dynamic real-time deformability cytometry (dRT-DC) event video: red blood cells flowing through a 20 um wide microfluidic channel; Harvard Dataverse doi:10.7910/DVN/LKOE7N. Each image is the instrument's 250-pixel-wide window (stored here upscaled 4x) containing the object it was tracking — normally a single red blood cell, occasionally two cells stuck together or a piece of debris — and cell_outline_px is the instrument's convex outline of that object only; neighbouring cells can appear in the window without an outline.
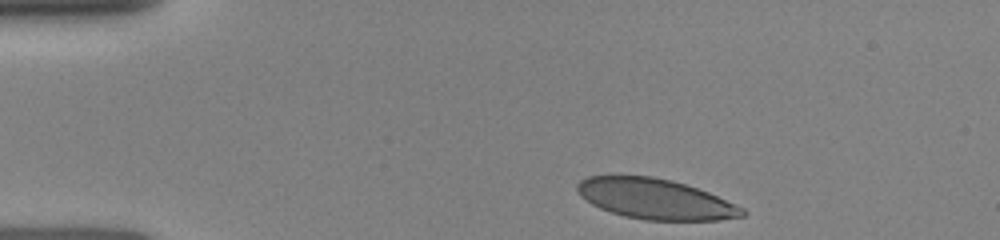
{"species": "human", "species_latin": "Homo sapiens", "temperature_condition": "room temperature", "stored_images_in_passage": 53, "camera_frame_rate_fps": 3000, "um_per_image_px": 0.085, "donor": {"sex": "female"}, "frame": {"image": 1, "passage_image": 1, "time_ms": 0.0, "image_size_px": [1000, 240], "cell_outline_px": [[748, 212], [744, 216], [720, 220], [644, 220], [624, 216], [600, 208], [592, 204], [580, 196], [576, 188], [576, 184], [580, 180], [588, 176], [652, 176], [672, 180], [708, 192], [744, 208]], "centroid_in_image_um": [55.7, 16.92], "position_along_channel_um": 29.3, "area_um2": 38.73}}
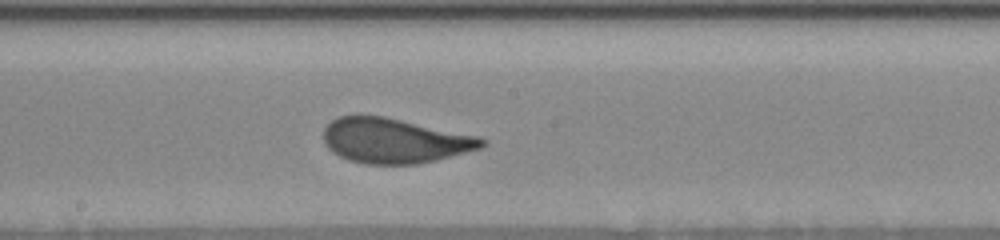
{"frame": {"image": 2, "passage_image": 33, "time_ms": 6.0, "image_size_px": [1000, 240], "cell_outline_px": [[488, 144], [480, 148], [436, 160], [416, 164], [364, 164], [348, 160], [332, 152], [324, 144], [324, 128], [336, 116], [384, 116], [480, 136], [488, 140]], "centroid_in_image_um": [33.55, 11.96], "position_along_channel_um": 214.7, "area_um2": 41.56}}
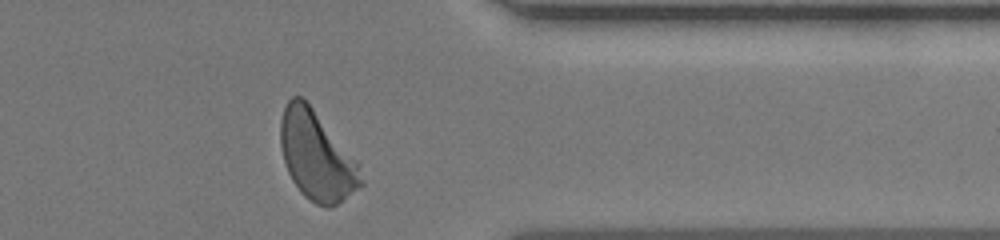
{"frame": {"image": 3, "passage_image": 53, "time_ms": 10.333, "image_size_px": [1000, 240], "cell_outline_px": [[364, 184], [332, 208], [328, 208], [316, 204], [304, 196], [300, 192], [292, 180], [288, 172], [284, 160], [280, 144], [280, 120], [284, 108], [288, 100], [292, 96], [300, 96], [312, 108], [360, 164], [364, 180]], "centroid_in_image_um": [26.92, 13.29], "position_along_channel_um": 384.5, "area_um2": 41.5}}